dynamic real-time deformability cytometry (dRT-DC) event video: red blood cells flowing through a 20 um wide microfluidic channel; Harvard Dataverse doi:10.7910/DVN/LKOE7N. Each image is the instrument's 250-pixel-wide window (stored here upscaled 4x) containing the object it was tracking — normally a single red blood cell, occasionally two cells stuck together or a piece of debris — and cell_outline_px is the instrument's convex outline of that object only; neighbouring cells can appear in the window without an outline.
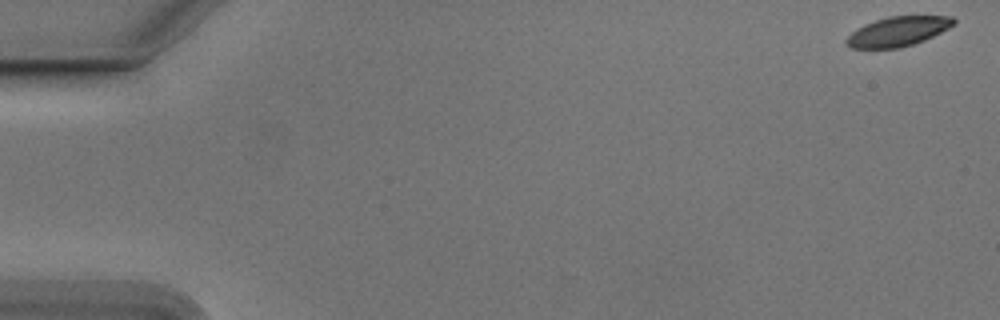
{"species": "Egyptian fruit bat (a non-hibernating species)", "species_latin": "Rousettus aegyptiacus", "temperature_condition": "cold", "stored_images_in_passage": 55, "camera_frame_rate_fps": 3000, "um_per_image_px": 0.085, "animal": {"sex": "male"}, "frame": {"image": 1, "passage_image": 1, "time_ms": 0.0, "image_size_px": [1000, 320], "cell_outline_px": [[956, 24], [924, 40], [900, 48], [852, 48], [844, 44], [844, 40], [856, 28], [864, 24], [888, 16], [952, 16], [956, 20]], "centroid_in_image_um": [76.3, 2.67], "position_along_channel_um": 8.7, "area_um2": 18.5}}
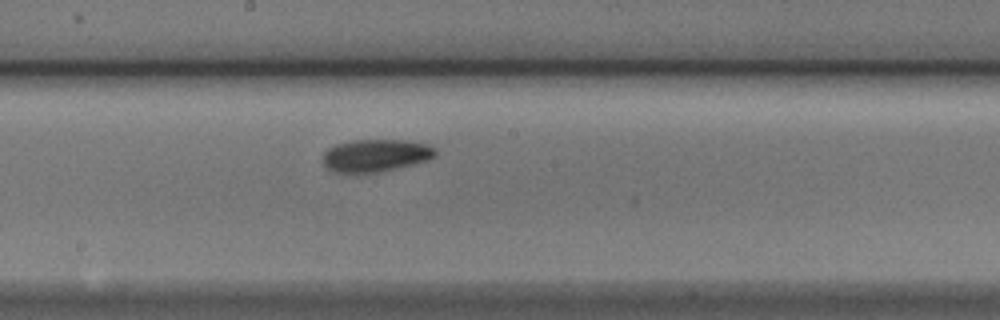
{"frame": {"image": 2, "passage_image": 30, "time_ms": 9.667, "image_size_px": [1000, 320], "cell_outline_px": [[436, 156], [428, 160], [412, 164], [376, 172], [336, 172], [328, 168], [324, 164], [324, 152], [328, 148], [336, 144], [352, 140], [404, 140], [428, 144], [436, 148]], "centroid_in_image_um": [31.95, 13.19], "position_along_channel_um": 216.2, "area_um2": 21.04}}
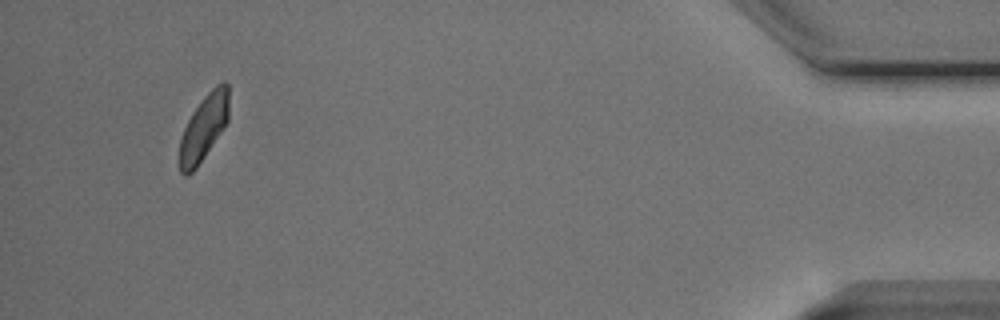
{"frame": {"image": 3, "passage_image": 52, "time_ms": 17.0, "image_size_px": [1000, 320], "cell_outline_px": [[228, 120], [196, 168], [188, 176], [184, 176], [180, 172], [180, 140], [184, 128], [192, 112], [204, 96], [216, 84], [224, 80], [228, 84]], "centroid_in_image_um": [17.31, 10.82], "position_along_channel_um": 417.9, "area_um2": 18.61}}